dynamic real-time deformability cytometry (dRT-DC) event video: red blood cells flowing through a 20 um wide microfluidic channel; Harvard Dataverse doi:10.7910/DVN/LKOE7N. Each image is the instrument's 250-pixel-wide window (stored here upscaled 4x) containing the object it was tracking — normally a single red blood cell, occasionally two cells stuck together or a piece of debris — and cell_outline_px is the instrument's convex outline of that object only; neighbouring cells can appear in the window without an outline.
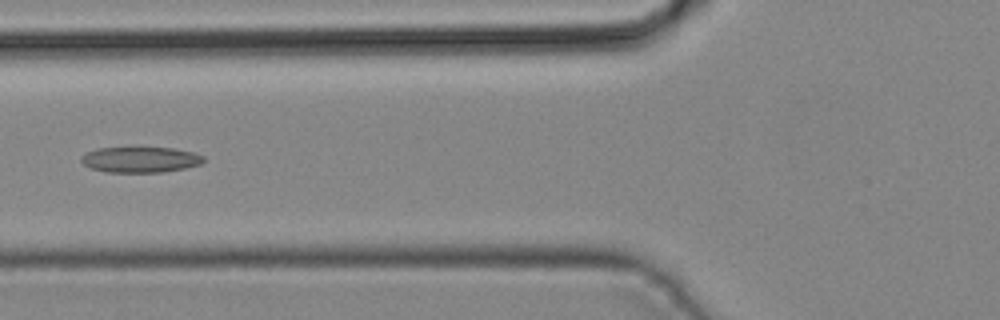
{"species": "common noctule bat (a hibernating species)", "species_latin": "Nyctalus noctula", "temperature_condition": "cold", "stored_images_in_passage": 29, "camera_frame_rate_fps": 3000, "um_per_image_px": 0.085, "animal": {"sex": "male", "body_mass_g": 19.2, "forearm_length_mm": 51.8}, "frame": {"image": 1, "passage_image": 4, "time_ms": 1.0, "image_size_px": [1000, 320], "cell_outline_px": [[204, 160], [200, 164], [184, 168], [160, 172], [108, 172], [92, 168], [84, 164], [80, 160], [80, 156], [96, 148], [136, 144], [172, 148], [192, 152], [204, 156]], "centroid_in_image_um": [11.88, 13.5], "position_along_channel_um": 113.9, "area_um2": 19.13}}
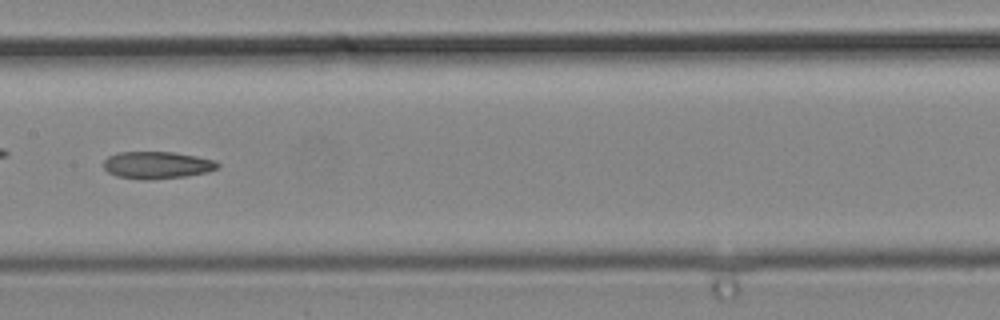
{"frame": {"image": 2, "passage_image": 9, "time_ms": 2.667, "image_size_px": [1000, 320], "cell_outline_px": [[220, 164], [216, 168], [208, 172], [184, 176], [148, 180], [144, 180], [116, 176], [108, 172], [104, 168], [104, 160], [108, 156], [116, 152], [172, 152], [196, 156], [216, 160]], "centroid_in_image_um": [13.33, 14.03], "position_along_channel_um": 194.1, "area_um2": 18.09}}
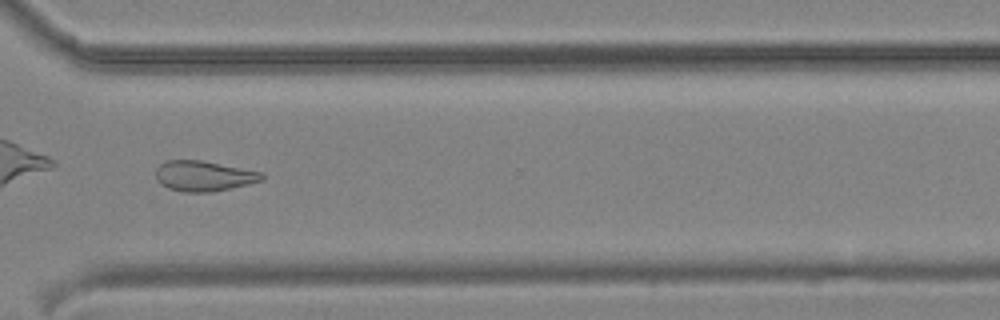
{"frame": {"image": 3, "passage_image": 19, "time_ms": 6.0, "image_size_px": [1000, 320], "cell_outline_px": [[264, 180], [248, 184], [208, 192], [184, 192], [168, 188], [160, 184], [156, 180], [156, 168], [164, 160], [200, 160], [264, 172]], "centroid_in_image_um": [17.3, 14.95], "position_along_channel_um": 353.3, "area_um2": 18.79}}